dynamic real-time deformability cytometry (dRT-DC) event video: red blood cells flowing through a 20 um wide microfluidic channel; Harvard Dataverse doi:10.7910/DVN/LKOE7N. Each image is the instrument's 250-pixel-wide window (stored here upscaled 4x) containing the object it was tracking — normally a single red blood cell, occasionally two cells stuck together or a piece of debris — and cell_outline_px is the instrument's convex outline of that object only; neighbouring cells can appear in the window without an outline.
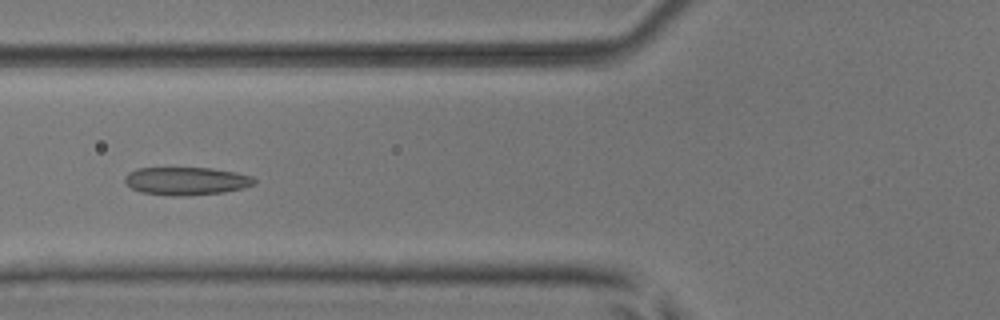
{"species": "common noctule bat (a hibernating species)", "species_latin": "Nyctalus noctula", "temperature_condition": "room temperature", "stored_images_in_passage": 6, "camera_frame_rate_fps": 3000, "um_per_image_px": 0.085, "animal": {"sex": "male", "body_mass_g": 17.9, "forearm_length_mm": 54.2}, "frame": {"image": 1, "passage_image": 6, "time_ms": 1.667, "image_size_px": [1000, 320], "cell_outline_px": [[256, 184], [224, 192], [184, 196], [172, 196], [140, 192], [132, 188], [124, 180], [124, 176], [128, 172], [136, 168], [212, 168], [236, 172], [252, 176], [256, 180]], "centroid_in_image_um": [15.83, 15.38], "position_along_channel_um": 110.0, "area_um2": 21.15}}